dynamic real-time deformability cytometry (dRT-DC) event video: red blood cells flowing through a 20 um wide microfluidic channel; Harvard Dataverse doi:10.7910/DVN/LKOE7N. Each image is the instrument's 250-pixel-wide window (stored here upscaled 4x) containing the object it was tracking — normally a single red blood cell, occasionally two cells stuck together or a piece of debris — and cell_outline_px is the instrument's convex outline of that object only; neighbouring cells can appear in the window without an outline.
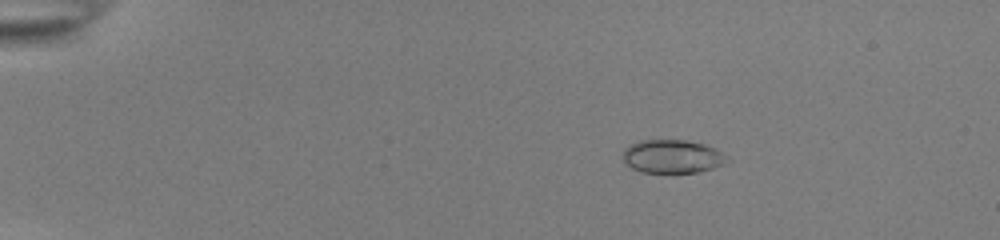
{"species": "common noctule bat (a hibernating species)", "species_latin": "Nyctalus noctula", "temperature_condition": "room temperature", "stored_images_in_passage": 47, "camera_frame_rate_fps": 3000, "um_per_image_px": 0.085, "animal": {"sex": "female", "body_mass_g": 22.0, "forearm_length_mm": 56.7}, "frame": {"image": 1, "passage_image": 3, "time_ms": 0.667, "image_size_px": [1000, 240], "cell_outline_px": [[728, 160], [724, 164], [700, 172], [640, 172], [632, 168], [624, 160], [624, 148], [640, 140], [684, 140], [704, 144], [720, 152]], "centroid_in_image_um": [57.12, 13.3], "position_along_channel_um": 27.9, "area_um2": 19.88}}
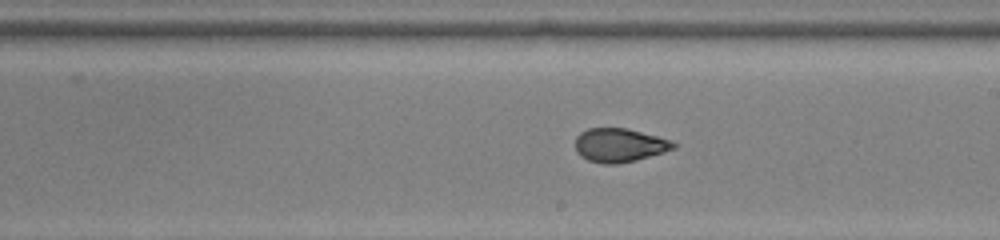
{"frame": {"image": 2, "passage_image": 26, "time_ms": 8.333, "image_size_px": [1000, 240], "cell_outline_px": [[676, 148], [664, 152], [636, 160], [616, 164], [604, 164], [588, 160], [580, 156], [576, 152], [576, 136], [580, 132], [588, 128], [628, 128], [672, 140], [676, 144]], "centroid_in_image_um": [52.65, 12.33], "position_along_channel_um": 236.3, "area_um2": 19.42}}
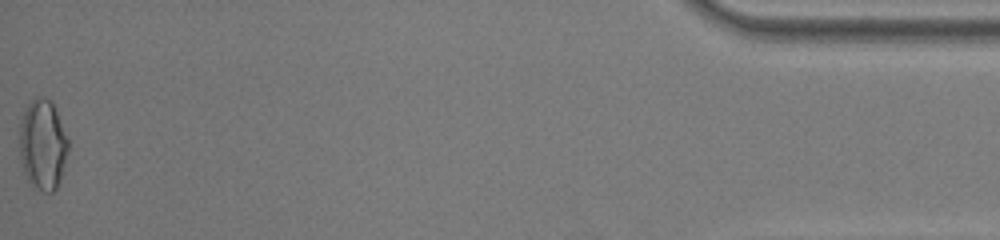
{"frame": {"image": 3, "passage_image": 47, "time_ms": 15.333, "image_size_px": [1000, 240], "cell_outline_px": [[68, 152], [60, 180], [56, 188], [52, 192], [44, 192], [32, 188], [24, 172], [20, 160], [20, 120], [24, 108], [36, 96], [44, 96], [52, 100], [68, 140]], "centroid_in_image_um": [3.62, 12.29], "position_along_channel_um": 431.6, "area_um2": 25.95}, "authors_computed_cell_mechanics": {"area_um2": 19.941, "velocity_mm_per_s": 3.9048, "shape_relaxation_time_tau1_ms": 5.119, "shape_relaxation_time_tau2_ms": 1.0132, "deformation_change_tau1": 0.1935, "deformation_change_tau2": 0.0441}}